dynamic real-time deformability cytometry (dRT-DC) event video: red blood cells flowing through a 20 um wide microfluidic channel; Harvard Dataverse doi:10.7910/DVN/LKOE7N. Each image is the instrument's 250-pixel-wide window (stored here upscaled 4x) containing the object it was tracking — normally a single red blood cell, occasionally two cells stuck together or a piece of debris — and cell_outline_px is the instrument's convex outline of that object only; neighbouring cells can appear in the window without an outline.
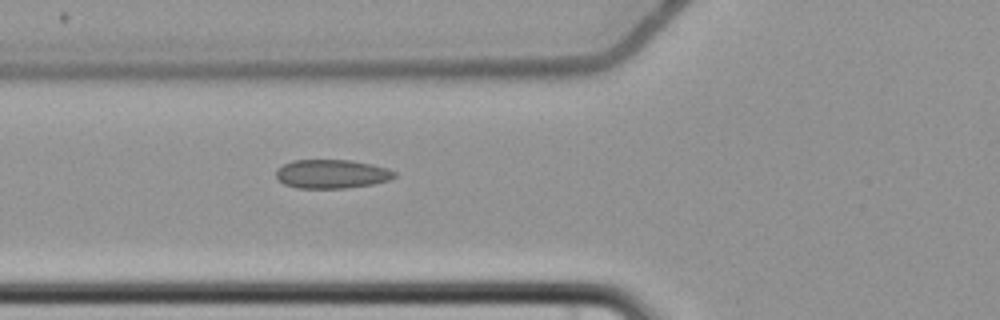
{"species": "common noctule bat (a hibernating species)", "species_latin": "Nyctalus noctula", "temperature_condition": "cold", "stored_images_in_passage": 6, "camera_frame_rate_fps": 3000, "um_per_image_px": 0.085, "animal": {"sex": "female", "body_mass_g": 22.7, "forearm_length_mm": 54.2}, "frame": {"image": 1, "passage_image": 6, "time_ms": 7.333, "image_size_px": [1000, 320], "cell_outline_px": [[396, 176], [388, 180], [372, 184], [348, 188], [296, 188], [284, 184], [276, 180], [276, 168], [292, 160], [352, 160], [372, 164], [388, 168], [396, 172]], "centroid_in_image_um": [28.17, 14.78], "position_along_channel_um": 97.6, "area_um2": 20.11}}